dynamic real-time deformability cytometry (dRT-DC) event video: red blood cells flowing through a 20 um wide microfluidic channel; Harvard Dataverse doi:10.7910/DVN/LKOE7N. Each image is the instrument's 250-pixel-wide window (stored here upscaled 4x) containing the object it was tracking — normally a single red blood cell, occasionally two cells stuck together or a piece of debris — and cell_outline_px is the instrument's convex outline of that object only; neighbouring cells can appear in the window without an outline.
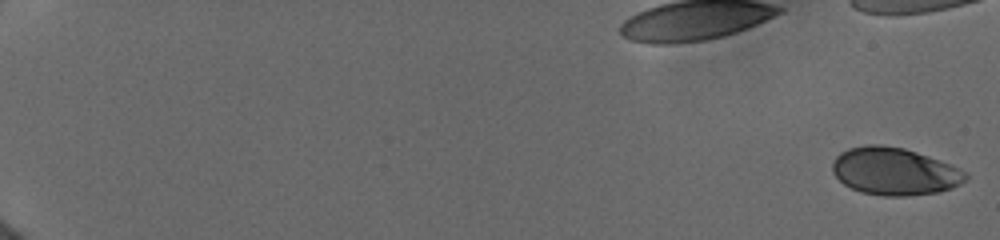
{"species": "human", "species_latin": "Homo sapiens", "temperature_condition": "cold", "stored_images_in_passage": 38, "camera_frame_rate_fps": 3000, "um_per_image_px": 0.085, "donor": {"sex": "female"}, "frame": {"image": 1, "passage_image": 1, "time_ms": 0.0, "image_size_px": [1000, 240], "cell_outline_px": [[968, 176], [960, 184], [952, 188], [936, 192], [908, 196], [884, 196], [860, 192], [844, 184], [832, 172], [832, 164], [836, 156], [840, 152], [848, 148], [868, 144], [880, 144], [904, 148], [928, 156], [948, 164], [964, 172]], "centroid_in_image_um": [75.98, 14.56], "position_along_channel_um": 9.0, "area_um2": 36.59}}